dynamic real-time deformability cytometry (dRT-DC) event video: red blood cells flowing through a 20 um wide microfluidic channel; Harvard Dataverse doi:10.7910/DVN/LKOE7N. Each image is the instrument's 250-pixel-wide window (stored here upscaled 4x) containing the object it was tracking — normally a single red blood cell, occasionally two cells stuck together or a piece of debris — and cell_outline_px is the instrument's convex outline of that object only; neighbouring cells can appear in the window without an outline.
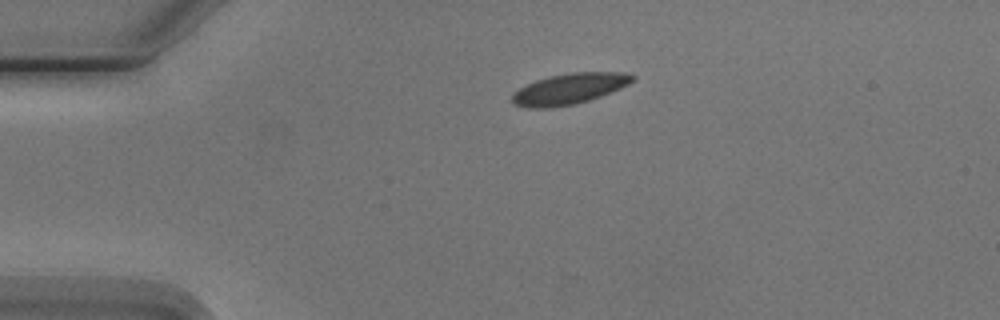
{"species": "Egyptian fruit bat (a non-hibernating species)", "species_latin": "Rousettus aegyptiacus", "temperature_condition": "cold", "stored_images_in_passage": 4, "camera_frame_rate_fps": 3000, "um_per_image_px": 0.085, "animal": {"sex": "male"}, "frame": {"image": 1, "passage_image": 4, "time_ms": 3.667, "image_size_px": [1000, 320], "cell_outline_px": [[636, 80], [620, 88], [600, 96], [588, 100], [572, 104], [548, 108], [528, 108], [512, 104], [512, 96], [520, 88], [536, 80], [548, 76], [572, 72], [624, 72], [636, 76]], "centroid_in_image_um": [48.41, 7.54], "position_along_channel_um": 36.6, "area_um2": 21.44}}